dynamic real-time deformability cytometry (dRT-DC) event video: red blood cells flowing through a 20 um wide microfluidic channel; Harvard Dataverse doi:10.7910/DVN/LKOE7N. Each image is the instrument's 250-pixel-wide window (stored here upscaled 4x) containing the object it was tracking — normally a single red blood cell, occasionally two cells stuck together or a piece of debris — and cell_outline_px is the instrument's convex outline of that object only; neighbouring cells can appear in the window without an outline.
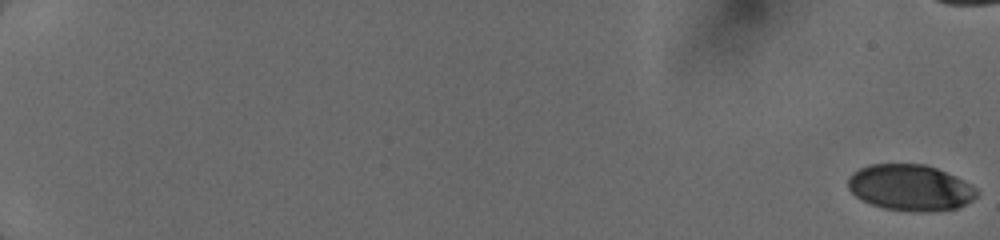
{"species": "human", "species_latin": "Homo sapiens", "temperature_condition": "cold", "stored_images_in_passage": 53, "camera_frame_rate_fps": 3000, "um_per_image_px": 0.085, "donor": {"sex": "female"}, "frame": {"image": 1, "passage_image": 1, "time_ms": 0.0, "image_size_px": [1000, 240], "cell_outline_px": [[980, 192], [972, 200], [956, 208], [932, 212], [912, 212], [884, 208], [872, 204], [856, 196], [848, 188], [848, 176], [852, 172], [860, 168], [872, 164], [924, 164], [936, 168], [956, 176], [972, 184]], "centroid_in_image_um": [77.39, 15.95], "position_along_channel_um": 7.6, "area_um2": 34.74}}
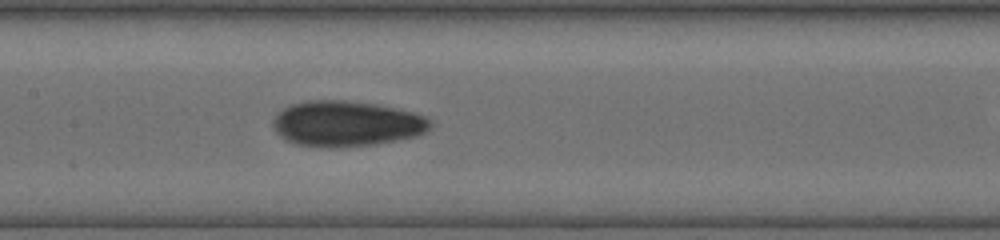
{"frame": {"image": 2, "passage_image": 33, "time_ms": 9.667, "image_size_px": [1000, 240], "cell_outline_px": [[432, 128], [420, 136], [376, 144], [336, 148], [328, 148], [296, 144], [280, 136], [272, 128], [272, 120], [276, 112], [292, 104], [308, 100], [344, 100], [376, 104], [396, 108], [412, 112], [424, 116], [432, 120]], "centroid_in_image_um": [29.46, 10.52], "position_along_channel_um": 177.9, "area_um2": 42.31}}
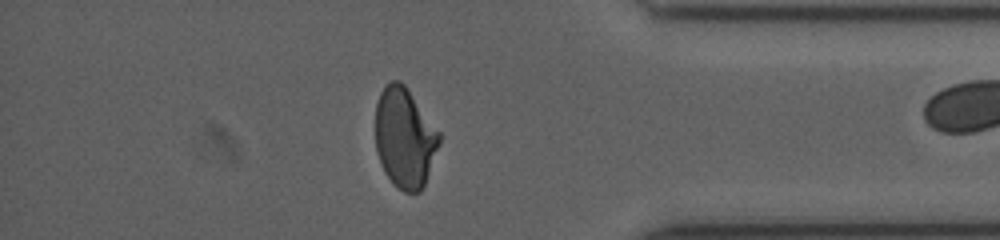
{"frame": {"image": 3, "passage_image": 52, "time_ms": 15.333, "image_size_px": [1000, 240], "cell_outline_px": [[440, 144], [424, 184], [420, 192], [404, 192], [392, 184], [384, 172], [376, 152], [376, 104], [380, 92], [392, 80], [400, 80], [404, 84], [440, 132]], "centroid_in_image_um": [34.39, 11.73], "position_along_channel_um": 400.8, "area_um2": 37.17}}